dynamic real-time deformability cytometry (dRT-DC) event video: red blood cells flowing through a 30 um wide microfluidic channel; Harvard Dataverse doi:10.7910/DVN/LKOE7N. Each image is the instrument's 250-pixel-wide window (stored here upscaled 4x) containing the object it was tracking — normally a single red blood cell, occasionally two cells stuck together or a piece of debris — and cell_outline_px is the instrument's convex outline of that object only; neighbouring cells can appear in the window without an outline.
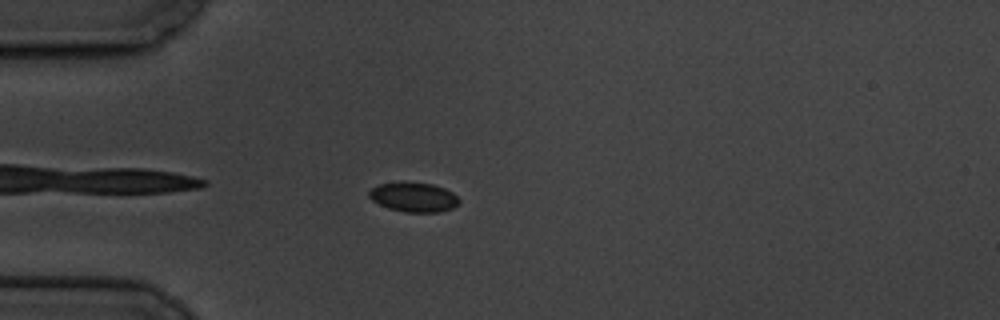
{"species": "common noctule bat (a hibernating species)", "species_latin": "Nyctalus noctula", "temperature_condition": "cold", "stored_images_in_passage": 4, "camera_frame_rate_fps": 3000, "um_per_image_px": 0.085, "animal": {"sex": "male", "body_mass_g": 19.5, "forearm_length_mm": 54.6}, "frame": {"image": 1, "passage_image": 4, "time_ms": 4.333, "image_size_px": [1000, 320], "cell_outline_px": [[460, 200], [452, 208], [440, 212], [404, 212], [388, 208], [372, 200], [368, 196], [368, 192], [372, 188], [380, 184], [404, 180], [432, 184], [444, 188], [452, 192]], "centroid_in_image_um": [35.13, 16.73], "position_along_channel_um": 49.9, "area_um2": 15.66}}